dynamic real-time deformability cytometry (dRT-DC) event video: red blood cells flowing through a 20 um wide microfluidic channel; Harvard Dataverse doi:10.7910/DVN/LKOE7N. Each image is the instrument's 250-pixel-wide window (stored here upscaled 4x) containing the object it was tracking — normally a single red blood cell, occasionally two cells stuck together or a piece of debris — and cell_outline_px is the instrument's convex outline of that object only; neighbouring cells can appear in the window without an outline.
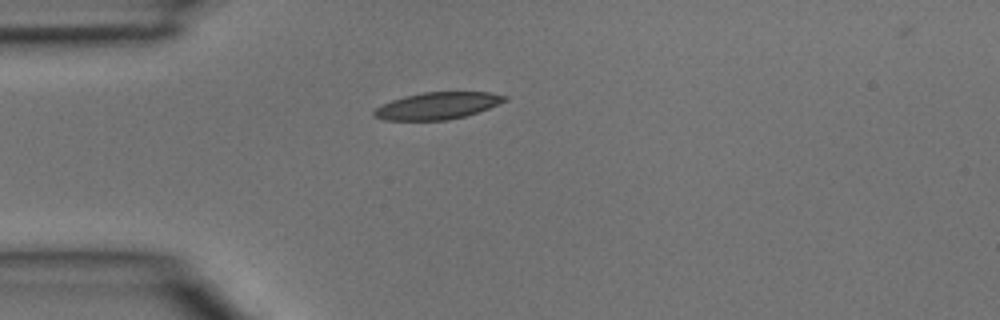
{"species": "common noctule bat (a hibernating species)", "species_latin": "Nyctalus noctula", "temperature_condition": "room temperature", "stored_images_in_passage": 1, "camera_frame_rate_fps": 3000, "um_per_image_px": 0.085, "animal": {"sex": "male", "body_mass_g": 15.6}, "frame": {"image": 1, "passage_image": 1, "time_ms": 0.0, "image_size_px": [1000, 320], "cell_outline_px": [[508, 100], [488, 108], [464, 116], [448, 120], [384, 120], [372, 116], [372, 112], [376, 108], [392, 100], [404, 96], [424, 92], [488, 92], [508, 96]], "centroid_in_image_um": [37.17, 8.99], "position_along_channel_um": 47.8, "area_um2": 20.4}}